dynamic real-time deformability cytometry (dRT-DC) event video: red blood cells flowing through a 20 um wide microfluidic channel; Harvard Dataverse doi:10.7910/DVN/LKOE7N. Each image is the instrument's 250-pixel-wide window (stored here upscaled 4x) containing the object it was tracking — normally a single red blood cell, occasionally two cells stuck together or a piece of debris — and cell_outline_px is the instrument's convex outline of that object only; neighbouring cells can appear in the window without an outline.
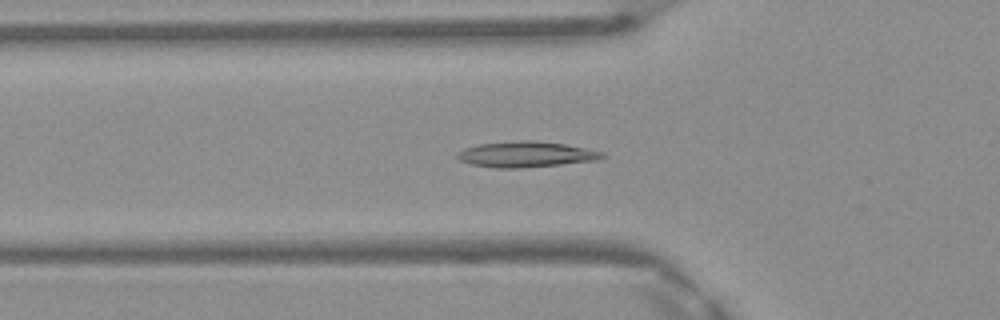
{"species": "Egyptian fruit bat (a non-hibernating species)", "species_latin": "Rousettus aegyptiacus", "temperature_condition": "warm", "stored_images_in_passage": 35, "camera_frame_rate_fps": 3000, "um_per_image_px": 0.085, "frame": {"image": 1, "passage_image": 10, "time_ms": 3.0, "image_size_px": [1000, 320], "cell_outline_px": [[604, 156], [596, 160], [524, 168], [496, 168], [472, 164], [460, 160], [456, 156], [456, 152], [464, 148], [476, 144], [520, 140], [532, 140], [564, 144], [604, 152]], "centroid_in_image_um": [44.65, 13.11], "position_along_channel_um": 81.2, "area_um2": 21.62}}
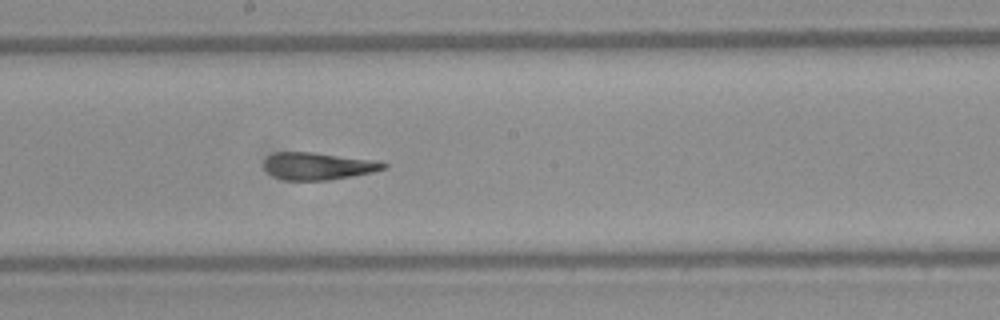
{"frame": {"image": 2, "passage_image": 20, "time_ms": 6.333, "image_size_px": [1000, 320], "cell_outline_px": [[388, 164], [384, 168], [372, 172], [352, 176], [328, 180], [284, 180], [272, 176], [264, 168], [264, 160], [268, 156], [276, 152], [312, 152], [380, 160]], "centroid_in_image_um": [27.04, 14.11], "position_along_channel_um": 221.2, "area_um2": 19.13}}
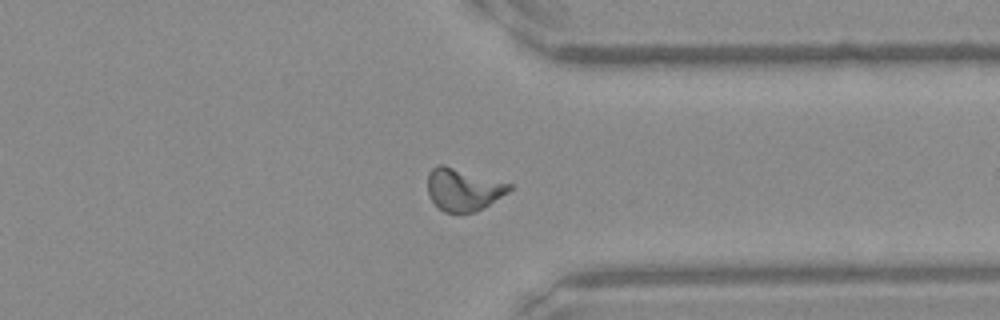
{"frame": {"image": 3, "passage_image": 31, "time_ms": 10.0, "image_size_px": [1000, 320], "cell_outline_px": [[512, 188], [508, 192], [476, 212], [444, 212], [428, 196], [428, 172], [436, 164], [444, 164], [512, 184]], "centroid_in_image_um": [39.36, 16.08], "position_along_channel_um": 372.0, "area_um2": 20.11}, "authors_computed_cell_mechanics": {"area_um2": 19.5364, "velocity_mm_per_s": 4.1711, "shape_relaxation_time_tau1_ms": null, "shape_relaxation_time_tau2_ms": 2.0639, "deformation_change_tau1": null, "deformation_change_tau2": 0.0931}}